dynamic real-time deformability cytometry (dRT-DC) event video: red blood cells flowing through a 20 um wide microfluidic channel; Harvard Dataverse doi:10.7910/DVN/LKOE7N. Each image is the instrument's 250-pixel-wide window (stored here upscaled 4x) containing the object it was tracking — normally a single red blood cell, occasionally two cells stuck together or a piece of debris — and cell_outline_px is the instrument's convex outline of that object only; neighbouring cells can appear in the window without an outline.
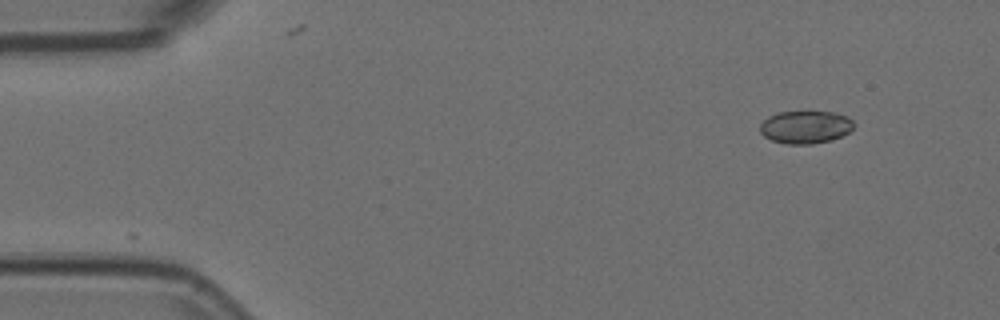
{"species": "Egyptian fruit bat (a non-hibernating species)", "species_latin": "Rousettus aegyptiacus", "temperature_condition": "room temperature", "stored_images_in_passage": 7, "camera_frame_rate_fps": 3000, "um_per_image_px": 0.085, "animal": {"sex": "female"}, "frame": {"image": 1, "passage_image": 1, "time_ms": 0.0, "image_size_px": [1000, 320], "cell_outline_px": [[852, 128], [848, 132], [840, 136], [828, 140], [812, 144], [788, 144], [772, 140], [764, 136], [760, 132], [760, 124], [768, 116], [780, 112], [832, 112], [848, 116], [852, 120]], "centroid_in_image_um": [68.43, 10.8], "position_along_channel_um": 16.6, "area_um2": 17.63}}